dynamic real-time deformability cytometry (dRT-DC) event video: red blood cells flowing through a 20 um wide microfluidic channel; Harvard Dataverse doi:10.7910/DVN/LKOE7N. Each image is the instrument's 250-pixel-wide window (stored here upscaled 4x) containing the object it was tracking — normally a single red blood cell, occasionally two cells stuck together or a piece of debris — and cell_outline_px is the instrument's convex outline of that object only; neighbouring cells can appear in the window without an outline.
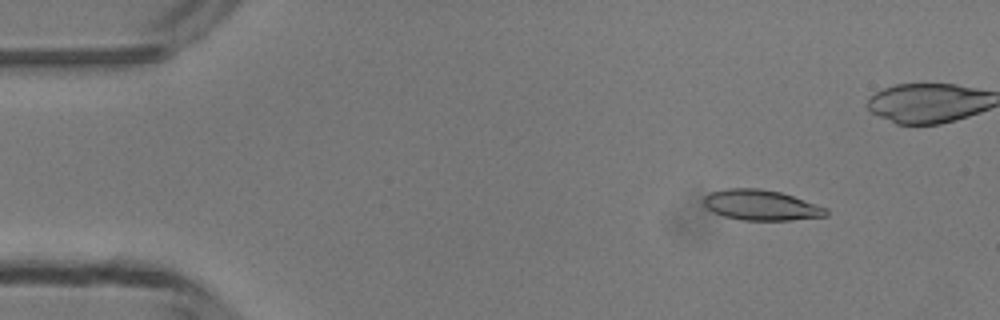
{"species": "common noctule bat (a hibernating species)", "species_latin": "Nyctalus noctula", "temperature_condition": "room temperature", "stored_images_in_passage": 5, "camera_frame_rate_fps": 3000, "um_per_image_px": 0.085, "animal": {"sex": "male", "body_mass_g": 13.3}, "frame": {"image": 1, "passage_image": 1, "time_ms": 0.0, "image_size_px": [1000, 320], "cell_outline_px": [[828, 216], [788, 220], [744, 220], [724, 216], [708, 208], [704, 204], [704, 196], [712, 192], [728, 188], [760, 188], [780, 192], [828, 208]], "centroid_in_image_um": [64.73, 17.43], "position_along_channel_um": 20.3, "area_um2": 21.44}}